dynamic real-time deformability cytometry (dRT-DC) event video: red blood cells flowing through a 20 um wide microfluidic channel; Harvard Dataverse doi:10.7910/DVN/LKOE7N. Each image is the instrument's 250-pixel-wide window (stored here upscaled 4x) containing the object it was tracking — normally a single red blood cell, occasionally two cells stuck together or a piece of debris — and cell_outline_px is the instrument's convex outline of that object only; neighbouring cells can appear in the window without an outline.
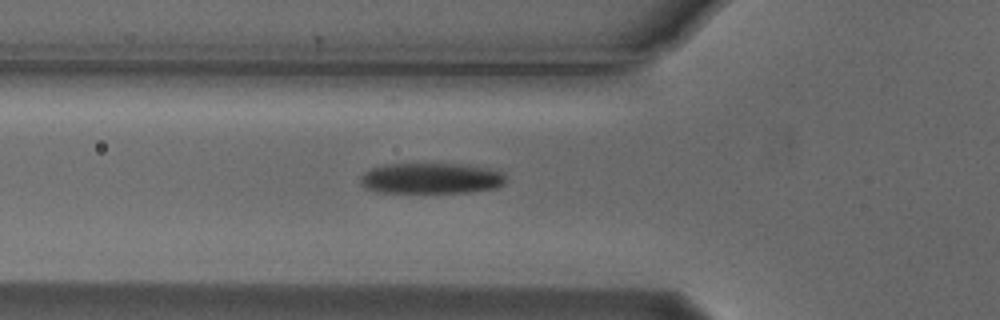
{"species": "Egyptian fruit bat (a non-hibernating species)", "species_latin": "Rousettus aegyptiacus", "temperature_condition": "cold", "stored_images_in_passage": 18, "camera_frame_rate_fps": 3000, "um_per_image_px": 0.085, "animal": {"sex": "male"}, "frame": {"image": 1, "passage_image": 2, "time_ms": 0.333, "image_size_px": [1000, 320], "cell_outline_px": [[508, 180], [504, 184], [496, 188], [468, 192], [380, 192], [368, 188], [360, 184], [360, 176], [364, 172], [372, 168], [384, 164], [460, 164], [488, 168], [504, 172]], "centroid_in_image_um": [36.69, 15.15], "position_along_channel_um": 89.1, "area_um2": 26.13}}
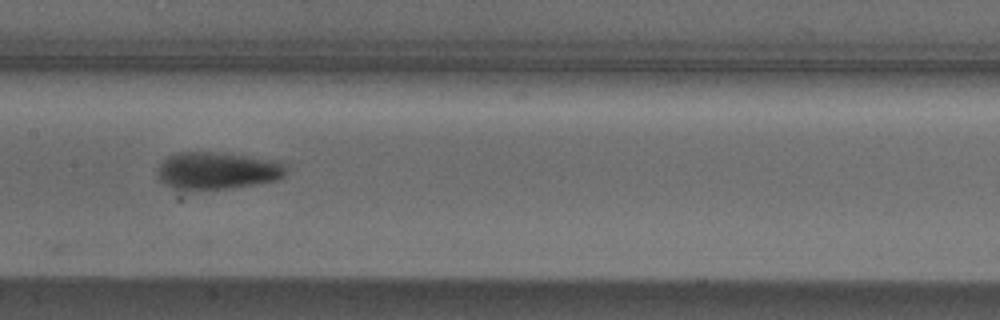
{"frame": {"image": 2, "passage_image": 10, "time_ms": 3.0, "image_size_px": [1000, 320], "cell_outline_px": [[288, 172], [284, 176], [276, 180], [228, 188], [192, 192], [172, 188], [160, 180], [160, 164], [168, 156], [180, 152], [216, 152], [280, 160], [288, 168]], "centroid_in_image_um": [18.51, 14.52], "position_along_channel_um": 188.9, "area_um2": 28.21}}
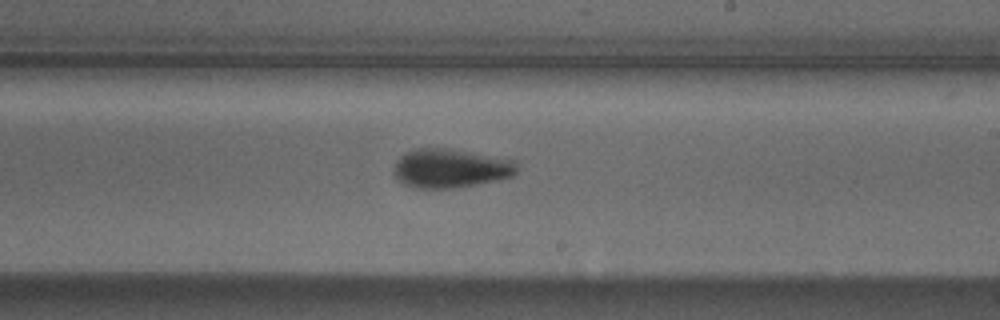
{"frame": {"image": 3, "passage_image": 15, "time_ms": 4.667, "image_size_px": [1000, 320], "cell_outline_px": [[516, 172], [512, 176], [496, 180], [476, 184], [452, 188], [416, 188], [404, 184], [392, 172], [396, 160], [404, 152], [416, 148], [448, 148], [512, 160], [516, 164]], "centroid_in_image_um": [38.22, 14.3], "position_along_channel_um": 250.8, "area_um2": 27.69}}